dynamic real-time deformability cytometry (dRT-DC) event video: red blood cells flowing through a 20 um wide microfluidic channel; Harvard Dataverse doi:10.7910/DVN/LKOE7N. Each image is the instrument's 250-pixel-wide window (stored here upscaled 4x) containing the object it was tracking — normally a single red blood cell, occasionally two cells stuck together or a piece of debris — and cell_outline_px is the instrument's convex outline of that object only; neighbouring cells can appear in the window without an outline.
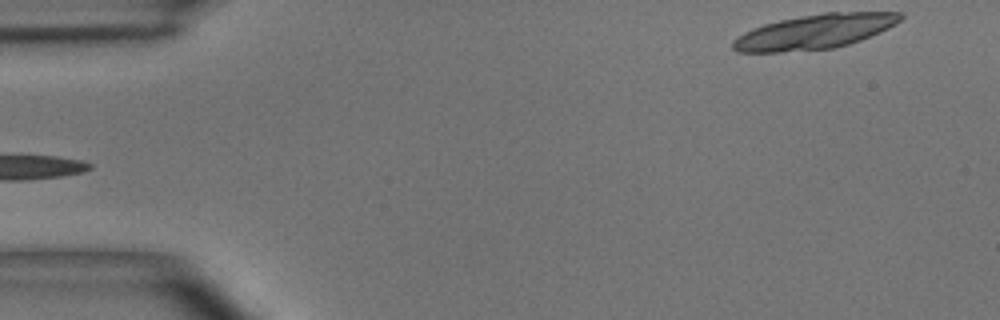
{"species": "common noctule bat (a hibernating species)", "species_latin": "Nyctalus noctula", "temperature_condition": "room temperature", "stored_images_in_passage": 5, "segment_of_instrument_passage": [2, 2], "camera_frame_rate_fps": 3000, "um_per_image_px": 0.085, "animal": {"sex": "male", "body_mass_g": 15.6}, "frame": {"image": 1, "passage_image": 5, "time_ms": 5.667, "image_size_px": [1000, 320], "cell_outline_px": [[904, 16], [896, 24], [880, 32], [860, 40], [836, 48], [780, 52], [736, 52], [732, 48], [732, 40], [736, 36], [752, 28], [764, 24], [780, 20], [824, 12], [904, 12]], "centroid_in_image_um": [69.24, 2.69], "position_along_channel_um": 15.8, "area_um2": 33.81}}